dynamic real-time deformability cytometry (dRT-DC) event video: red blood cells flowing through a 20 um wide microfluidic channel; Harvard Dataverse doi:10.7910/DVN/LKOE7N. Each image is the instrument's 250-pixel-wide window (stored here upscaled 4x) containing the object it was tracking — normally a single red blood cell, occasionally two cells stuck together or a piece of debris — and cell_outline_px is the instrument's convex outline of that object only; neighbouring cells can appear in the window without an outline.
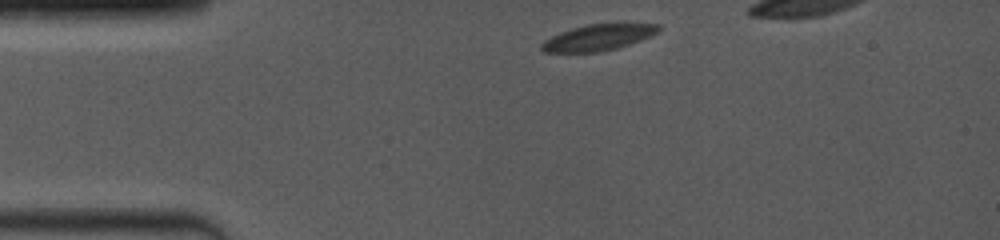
{"species": "common noctule bat (a hibernating species)", "species_latin": "Nyctalus noctula", "temperature_condition": "room temperature", "stored_images_in_passage": 6, "segment_of_instrument_passage": [1, 2], "camera_frame_rate_fps": 4000, "um_per_image_px": 0.085, "animal": {"sex": "female", "body_mass_g": 19.0, "forearm_length_mm": 53.3}, "frame": {"image": 1, "passage_image": 1, "time_ms": 0.0, "image_size_px": [1000, 240], "cell_outline_px": [[660, 28], [656, 32], [640, 40], [616, 48], [596, 52], [544, 52], [540, 48], [540, 44], [544, 40], [560, 32], [572, 28], [588, 24], [616, 20], [660, 24]], "centroid_in_image_um": [50.89, 3.12], "position_along_channel_um": 34.1, "area_um2": 18.44}}
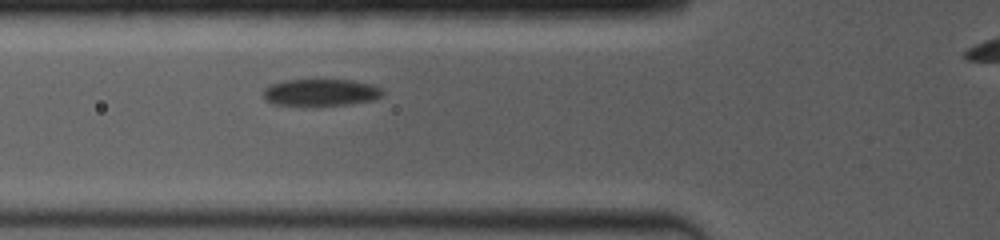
{"frame": {"image": 2, "passage_image": 5, "time_ms": 2.75, "image_size_px": [1000, 240], "cell_outline_px": [[384, 92], [380, 96], [372, 100], [348, 104], [312, 108], [300, 108], [272, 104], [264, 100], [264, 88], [272, 84], [284, 80], [352, 80], [372, 84], [380, 88]], "centroid_in_image_um": [27.19, 7.91], "position_along_channel_um": 98.6, "area_um2": 19.54}}